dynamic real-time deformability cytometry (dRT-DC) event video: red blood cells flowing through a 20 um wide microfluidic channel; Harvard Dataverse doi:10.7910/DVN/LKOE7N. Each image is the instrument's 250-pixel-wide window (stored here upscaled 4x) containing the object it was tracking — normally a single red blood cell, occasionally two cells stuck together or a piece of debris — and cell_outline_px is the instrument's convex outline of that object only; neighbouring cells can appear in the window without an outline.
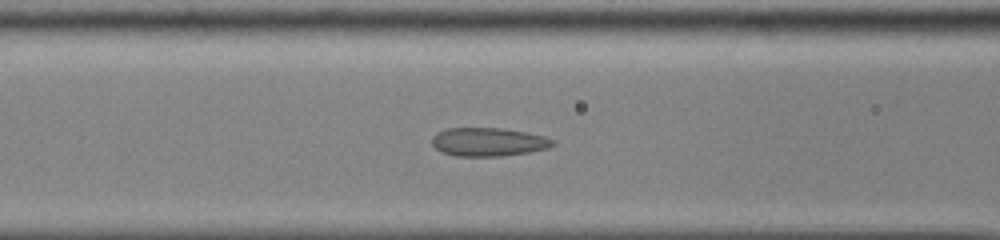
{"species": "common noctule bat (a hibernating species)", "species_latin": "Nyctalus noctula", "temperature_condition": "cold", "stored_images_in_passage": 49, "camera_frame_rate_fps": 3000, "um_per_image_px": 0.085, "animal": {"sex": "male", "body_mass_g": 13.0, "forearm_length_mm": 53.1}, "frame": {"image": 1, "passage_image": 19, "time_ms": 6.0, "image_size_px": [1000, 240], "cell_outline_px": [[556, 144], [548, 148], [528, 152], [500, 156], [456, 156], [444, 152], [436, 148], [432, 144], [432, 136], [436, 132], [448, 128], [500, 128], [524, 132], [544, 136], [556, 140]], "centroid_in_image_um": [41.52, 12.06], "position_along_channel_um": 125.1, "area_um2": 20.0}}
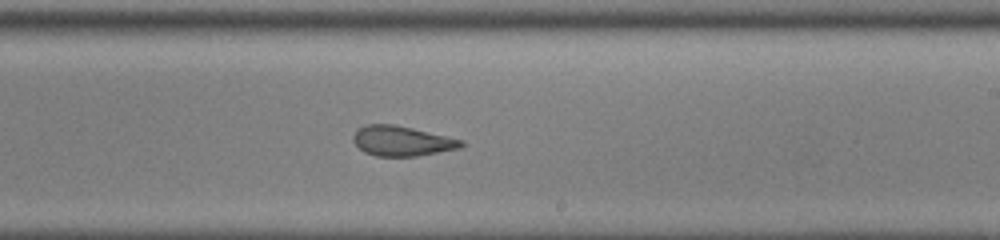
{"frame": {"image": 2, "passage_image": 29, "time_ms": 9.333, "image_size_px": [1000, 240], "cell_outline_px": [[464, 144], [460, 148], [416, 156], [376, 156], [364, 152], [352, 140], [352, 136], [356, 128], [368, 124], [392, 124], [412, 128], [464, 140]], "centroid_in_image_um": [34.13, 11.98], "position_along_channel_um": 254.9, "area_um2": 18.84}}
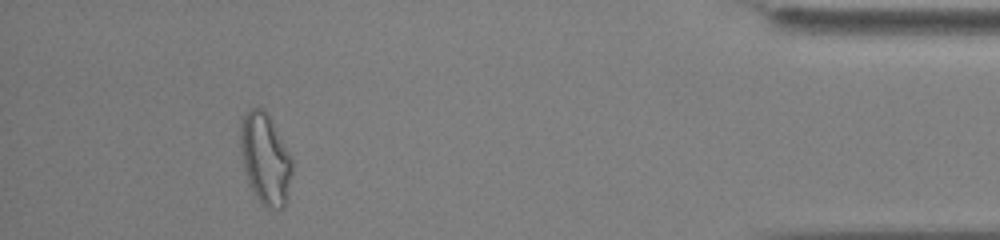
{"frame": {"image": 3, "passage_image": 45, "time_ms": 14.667, "image_size_px": [1000, 240], "cell_outline_px": [[292, 172], [288, 196], [284, 208], [268, 208], [260, 204], [252, 192], [244, 172], [240, 152], [240, 120], [244, 112], [252, 108], [264, 108], [268, 112], [292, 160]], "centroid_in_image_um": [22.52, 13.5], "position_along_channel_um": 412.7, "area_um2": 27.92}, "authors_computed_cell_mechanics": {"area_um2": 21.8484, "velocity_mm_per_s": 3.9009, "shape_relaxation_time_tau1_ms": 8.2475, "shape_relaxation_time_tau2_ms": 1.8151, "deformation_change_tau1": 0.1374, "deformation_change_tau2": 0.0846}}